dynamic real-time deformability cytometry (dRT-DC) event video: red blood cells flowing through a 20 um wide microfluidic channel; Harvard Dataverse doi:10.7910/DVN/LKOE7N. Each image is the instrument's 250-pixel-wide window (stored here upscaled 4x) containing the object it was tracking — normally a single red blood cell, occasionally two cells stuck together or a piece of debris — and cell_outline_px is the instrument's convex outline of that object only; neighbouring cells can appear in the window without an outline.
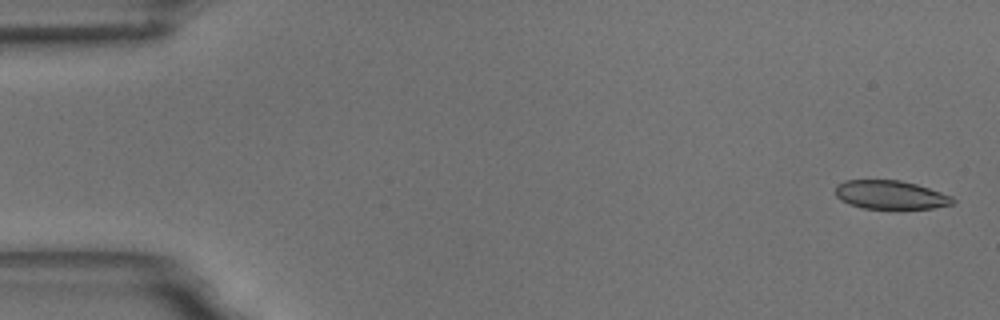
{"species": "common noctule bat (a hibernating species)", "species_latin": "Nyctalus noctula", "temperature_condition": "room temperature", "stored_images_in_passage": 53, "camera_frame_rate_fps": 3000, "um_per_image_px": 0.085, "animal": {"sex": "male", "body_mass_g": 18.8}, "frame": {"image": 1, "passage_image": 1, "time_ms": 0.0, "image_size_px": [1000, 320], "cell_outline_px": [[956, 200], [952, 204], [932, 208], [900, 212], [864, 208], [848, 204], [840, 200], [836, 196], [836, 184], [844, 180], [900, 180], [916, 184], [952, 196]], "centroid_in_image_um": [75.69, 16.61], "position_along_channel_um": 9.3, "area_um2": 20.46}}
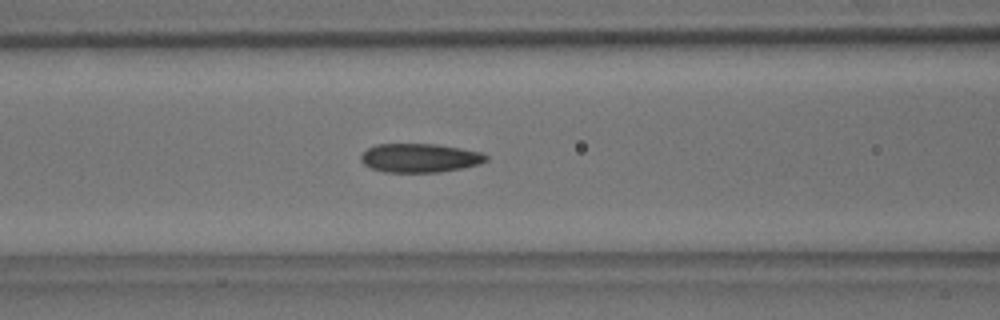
{"frame": {"image": 2, "passage_image": 22, "time_ms": 7.0, "image_size_px": [1000, 320], "cell_outline_px": [[488, 160], [480, 164], [440, 172], [384, 172], [372, 168], [364, 164], [360, 160], [360, 156], [368, 148], [376, 144], [436, 144], [460, 148], [480, 152], [488, 156]], "centroid_in_image_um": [35.68, 13.42], "position_along_channel_um": 130.9, "area_um2": 20.98}}
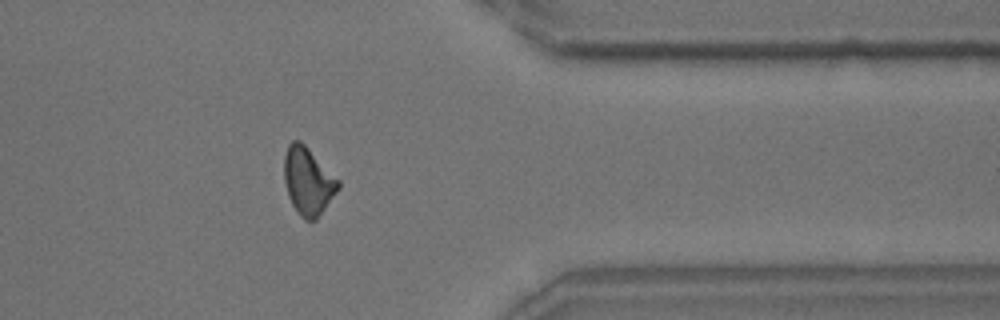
{"frame": {"image": 3, "passage_image": 44, "time_ms": 14.333, "image_size_px": [1000, 320], "cell_outline_px": [[340, 188], [316, 220], [304, 220], [300, 216], [292, 204], [288, 196], [284, 180], [284, 156], [288, 144], [292, 140], [300, 140], [340, 180]], "centroid_in_image_um": [26.19, 15.39], "position_along_channel_um": 385.2, "area_um2": 21.33}}